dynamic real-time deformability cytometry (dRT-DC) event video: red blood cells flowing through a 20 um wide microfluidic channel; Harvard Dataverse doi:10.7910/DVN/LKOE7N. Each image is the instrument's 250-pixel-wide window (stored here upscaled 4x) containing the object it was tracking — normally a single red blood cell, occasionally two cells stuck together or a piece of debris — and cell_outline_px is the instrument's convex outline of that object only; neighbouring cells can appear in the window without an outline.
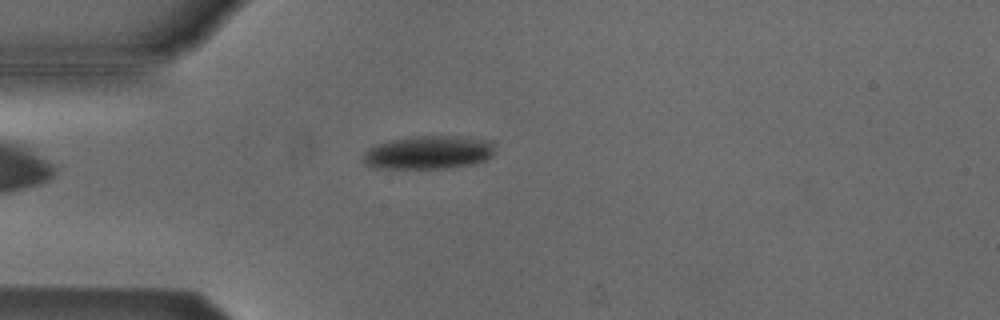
{"species": "Egyptian fruit bat (a non-hibernating species)", "species_latin": "Rousettus aegyptiacus", "temperature_condition": "cold", "stored_images_in_passage": 44, "camera_frame_rate_fps": 3000, "um_per_image_px": 0.085, "animal": {"sex": "male"}, "frame": {"image": 1, "passage_image": 5, "time_ms": 1.333, "image_size_px": [1000, 320], "cell_outline_px": [[492, 156], [476, 164], [448, 168], [372, 168], [364, 164], [364, 152], [368, 148], [376, 144], [392, 140], [412, 136], [460, 136], [488, 140], [492, 144]], "centroid_in_image_um": [36.39, 12.96], "position_along_channel_um": 48.6, "area_um2": 25.61}}
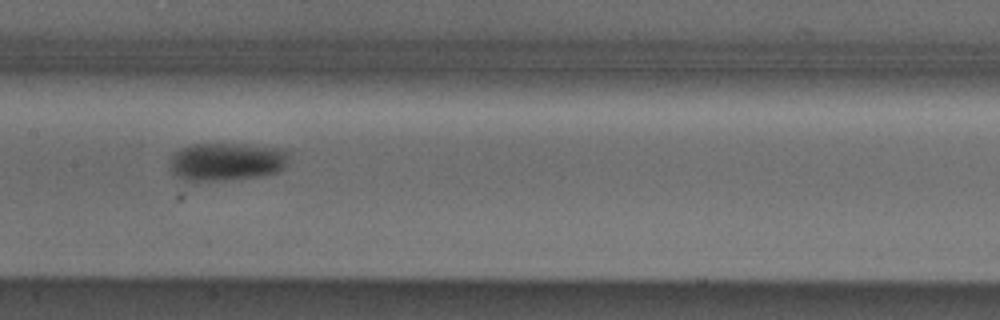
{"frame": {"image": 2, "passage_image": 17, "time_ms": 5.333, "image_size_px": [1000, 320], "cell_outline_px": [[292, 152], [284, 168], [276, 172], [260, 176], [228, 180], [188, 180], [176, 176], [172, 172], [168, 164], [172, 156], [176, 152], [192, 144], [244, 144], [280, 148]], "centroid_in_image_um": [19.31, 13.73], "position_along_channel_um": 188.1, "area_um2": 26.41}}
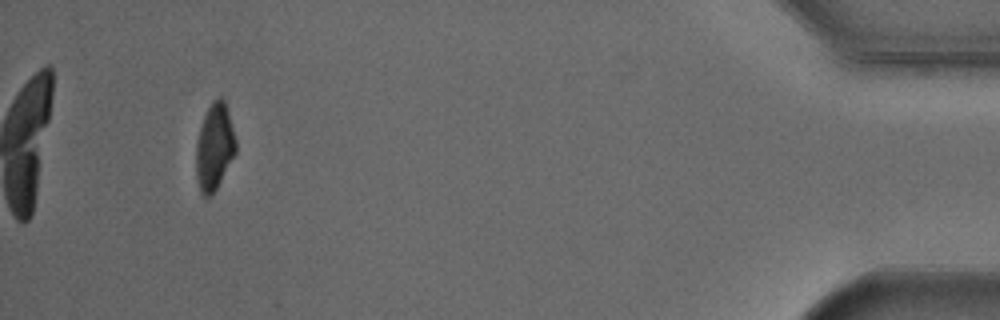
{"frame": {"image": 3, "passage_image": 41, "time_ms": 13.333, "image_size_px": [1000, 320], "cell_outline_px": [[236, 152], [212, 196], [204, 196], [200, 192], [196, 176], [196, 144], [200, 128], [204, 116], [212, 100], [220, 96], [224, 100], [228, 112], [236, 140]], "centroid_in_image_um": [18.22, 12.49], "position_along_channel_um": 417.0, "area_um2": 19.88}, "authors_computed_cell_mechanics": {"area_um2": 25.0563, "velocity_mm_per_s": 3.8007, "shape_relaxation_time_tau1_ms": 1.9619, "shape_relaxation_time_tau2_ms": null, "deformation_change_tau1": 0.0897, "deformation_change_tau2": null}}